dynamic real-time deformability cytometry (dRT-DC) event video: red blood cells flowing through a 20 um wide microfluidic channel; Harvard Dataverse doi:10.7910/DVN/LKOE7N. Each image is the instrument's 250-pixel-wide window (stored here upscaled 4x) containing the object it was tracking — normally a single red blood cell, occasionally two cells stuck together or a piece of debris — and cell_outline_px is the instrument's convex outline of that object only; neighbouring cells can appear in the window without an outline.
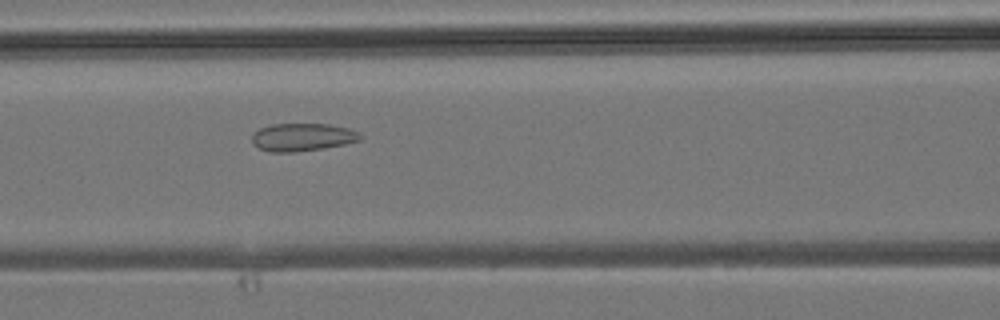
{"species": "common noctule bat (a hibernating species)", "species_latin": "Nyctalus noctula", "temperature_condition": "room temperature", "stored_images_in_passage": 41, "camera_frame_rate_fps": 3000, "um_per_image_px": 0.085, "animal": {"sex": "male", "body_mass_g": 19.2, "forearm_length_mm": 51.8}, "frame": {"image": 1, "passage_image": 16, "time_ms": 5.0, "image_size_px": [1000, 320], "cell_outline_px": [[364, 136], [360, 140], [344, 144], [324, 148], [296, 152], [268, 152], [252, 144], [252, 132], [260, 128], [272, 124], [328, 124], [348, 128], [360, 132]], "centroid_in_image_um": [25.7, 11.66], "position_along_channel_um": 140.9, "area_um2": 17.74}}
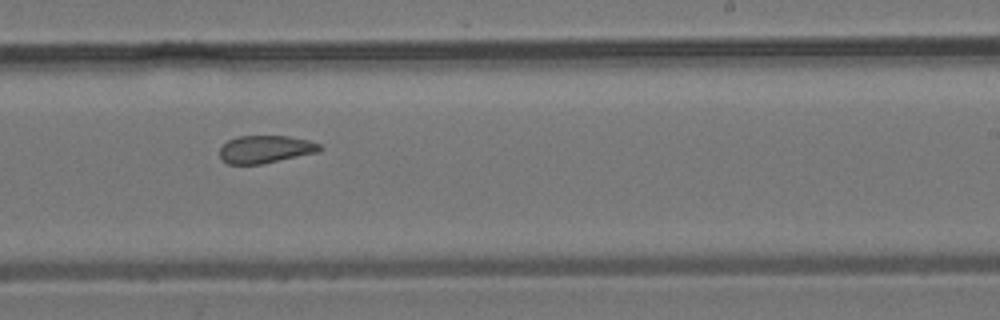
{"frame": {"image": 2, "passage_image": 24, "time_ms": 7.667, "image_size_px": [1000, 320], "cell_outline_px": [[324, 148], [320, 152], [260, 164], [228, 164], [220, 160], [220, 148], [228, 140], [236, 136], [288, 136], [308, 140], [320, 144]], "centroid_in_image_um": [22.57, 12.68], "position_along_channel_um": 266.4, "area_um2": 16.24}}
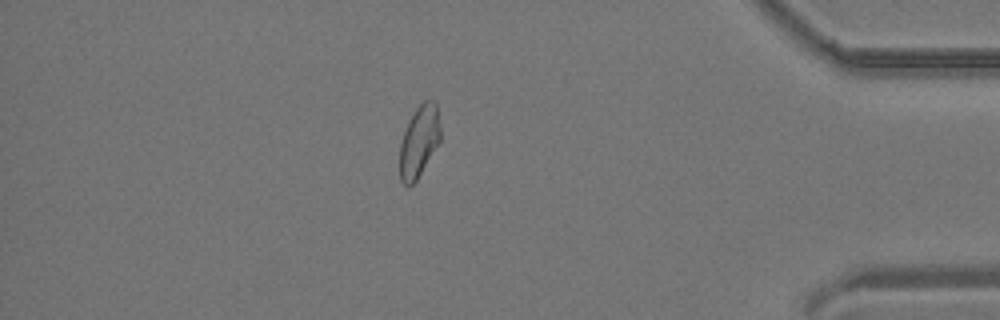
{"frame": {"image": 3, "passage_image": 35, "time_ms": 11.333, "image_size_px": [1000, 320], "cell_outline_px": [[440, 140], [416, 180], [408, 188], [400, 180], [400, 144], [408, 120], [416, 108], [424, 100], [436, 100], [440, 128]], "centroid_in_image_um": [35.61, 11.99], "position_along_channel_um": 399.6, "area_um2": 16.82}}